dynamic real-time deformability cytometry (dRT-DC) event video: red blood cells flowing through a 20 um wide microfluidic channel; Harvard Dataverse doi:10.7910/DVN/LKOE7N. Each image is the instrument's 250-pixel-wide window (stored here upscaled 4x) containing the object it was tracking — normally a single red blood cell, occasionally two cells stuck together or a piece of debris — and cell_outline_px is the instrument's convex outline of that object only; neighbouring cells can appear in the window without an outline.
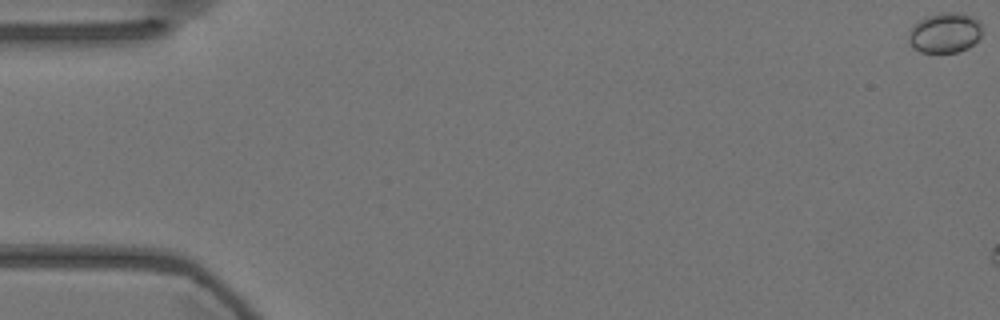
{"species": "Egyptian fruit bat (a non-hibernating species)", "species_latin": "Rousettus aegyptiacus", "temperature_condition": "warm", "stored_images_in_passage": 7, "camera_frame_rate_fps": 3000, "um_per_image_px": 0.085, "animal": {"sex": "female"}, "frame": {"image": 1, "passage_image": 1, "time_ms": 0.0, "image_size_px": [1000, 320], "cell_outline_px": [[980, 36], [968, 48], [956, 52], [920, 52], [912, 48], [908, 40], [908, 32], [920, 20], [928, 16], [940, 12], [960, 12], [972, 16], [980, 20]], "centroid_in_image_um": [80.3, 2.78], "position_along_channel_um": 4.7, "area_um2": 17.17}}